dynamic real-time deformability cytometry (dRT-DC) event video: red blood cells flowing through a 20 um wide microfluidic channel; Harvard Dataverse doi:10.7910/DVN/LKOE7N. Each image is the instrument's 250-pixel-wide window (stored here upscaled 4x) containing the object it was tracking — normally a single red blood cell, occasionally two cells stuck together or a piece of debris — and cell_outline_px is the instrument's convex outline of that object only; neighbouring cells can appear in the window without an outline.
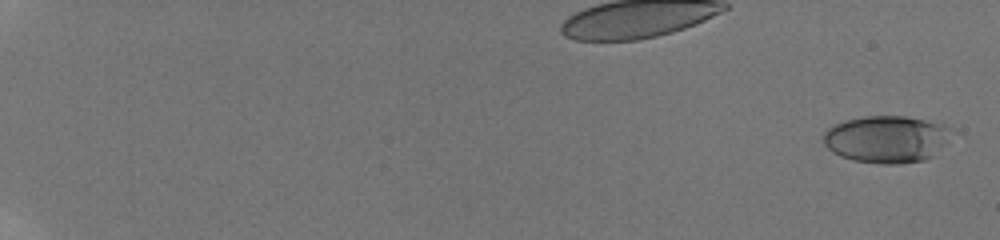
{"species": "human", "species_latin": "Homo sapiens", "temperature_condition": "room temperature", "stored_images_in_passage": 34, "camera_frame_rate_fps": 3000, "um_per_image_px": 0.085, "donor": {"sex": "male"}, "frame": {"image": 1, "passage_image": 1, "time_ms": 0.0, "image_size_px": [1000, 240], "cell_outline_px": [[952, 128], [944, 144], [936, 156], [924, 160], [900, 164], [880, 164], [852, 160], [840, 156], [832, 152], [824, 144], [824, 132], [832, 124], [844, 120], [864, 116], [904, 116], [944, 124]], "centroid_in_image_um": [75.34, 11.83], "position_along_channel_um": 9.7, "area_um2": 35.43}}
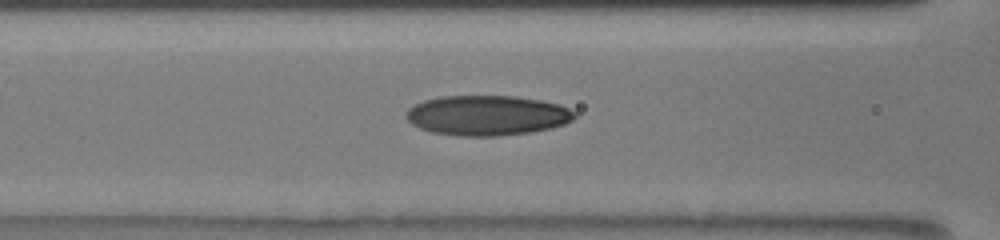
{"frame": {"image": 2, "passage_image": 17, "time_ms": 9.333, "image_size_px": [1000, 240], "cell_outline_px": [[576, 116], [572, 120], [564, 124], [552, 128], [532, 132], [500, 136], [460, 136], [432, 132], [420, 128], [412, 124], [404, 116], [404, 112], [408, 108], [424, 100], [440, 96], [512, 96], [540, 100], [560, 104], [576, 112]], "centroid_in_image_um": [41.4, 9.81], "position_along_channel_um": 125.2, "area_um2": 39.54}}
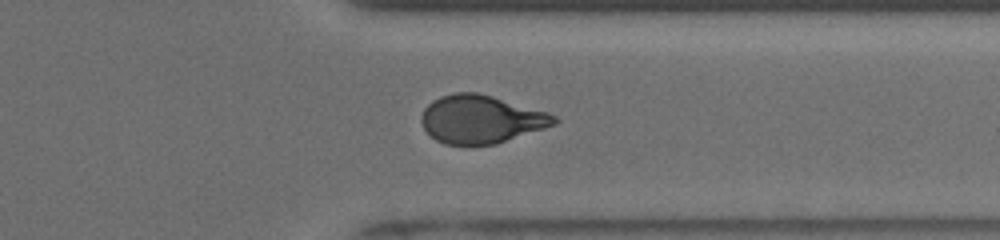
{"frame": {"image": 3, "passage_image": 28, "time_ms": 15.667, "image_size_px": [1000, 240], "cell_outline_px": [[560, 120], [556, 124], [496, 144], [444, 144], [436, 140], [424, 128], [420, 120], [420, 116], [424, 108], [432, 100], [440, 96], [456, 92], [476, 92], [492, 96], [548, 112], [556, 116]], "centroid_in_image_um": [40.88, 10.12], "position_along_channel_um": 370.5, "area_um2": 37.11}, "authors_computed_cell_mechanics": {"area_um2": 36.414, "velocity_mm_per_s": 3.8851, "shape_relaxation_time_tau1_ms": 4.4094, "shape_relaxation_time_tau2_ms": 1.3548, "deformation_change_tau1": 0.1854, "deformation_change_tau2": 0.0778}}